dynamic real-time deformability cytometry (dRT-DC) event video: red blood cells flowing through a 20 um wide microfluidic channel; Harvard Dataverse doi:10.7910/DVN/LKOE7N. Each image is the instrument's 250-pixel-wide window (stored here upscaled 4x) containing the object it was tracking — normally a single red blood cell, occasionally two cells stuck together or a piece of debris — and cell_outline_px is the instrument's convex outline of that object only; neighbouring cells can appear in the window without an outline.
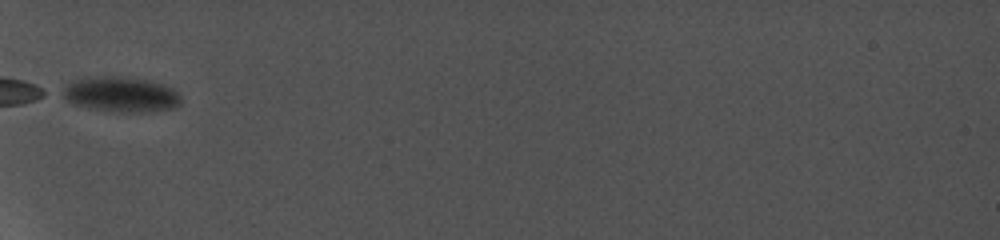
{"species": "common noctule bat (a hibernating species)", "species_latin": "Nyctalus noctula", "temperature_condition": "cold", "stored_images_in_passage": 11, "camera_frame_rate_fps": 5000, "um_per_image_px": 0.085, "animal": {"sex": "female", "body_mass_g": 19.0, "forearm_length_mm": 56.7}, "frame": {"image": 1, "passage_image": 1, "time_ms": 0.0, "image_size_px": [1000, 240], "cell_outline_px": [[180, 100], [176, 104], [168, 108], [104, 108], [84, 104], [72, 100], [68, 96], [68, 88], [76, 80], [84, 76], [124, 76], [148, 80], [160, 84], [176, 92]], "centroid_in_image_um": [10.33, 7.89], "position_along_channel_um": 74.7, "area_um2": 21.1}}
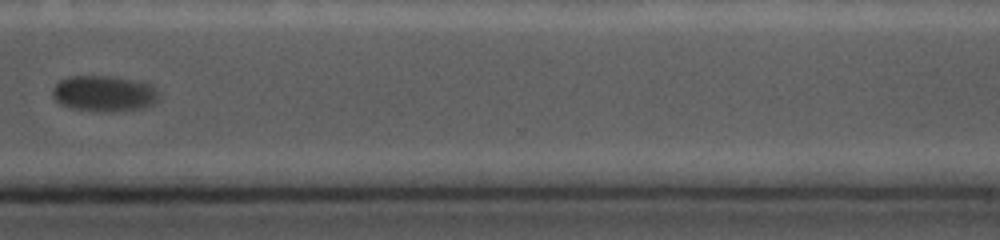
{"frame": {"image": 2, "passage_image": 10, "time_ms": 8.0, "image_size_px": [1000, 240], "cell_outline_px": [[156, 100], [148, 104], [136, 108], [76, 108], [64, 104], [56, 100], [52, 96], [52, 88], [60, 80], [68, 76], [108, 76], [132, 80], [152, 84], [156, 92]], "centroid_in_image_um": [8.76, 7.86], "position_along_channel_um": 361.8, "area_um2": 20.58}}
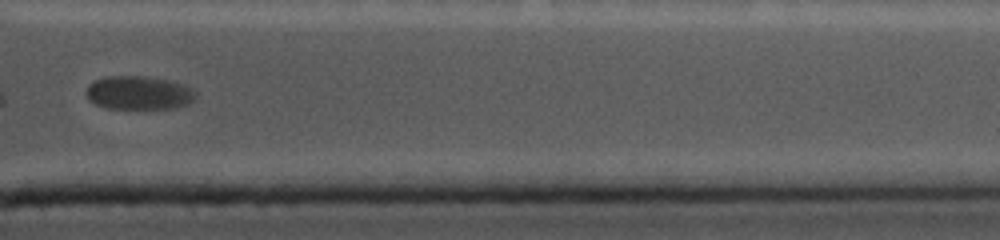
{"frame": {"image": 3, "passage_image": 11, "time_ms": 9.0, "image_size_px": [1000, 240], "cell_outline_px": [[192, 100], [184, 104], [168, 108], [108, 108], [96, 104], [88, 100], [88, 84], [96, 80], [108, 76], [140, 76], [168, 80], [180, 84], [188, 88], [192, 92]], "centroid_in_image_um": [11.69, 7.88], "position_along_channel_um": 399.7, "area_um2": 20.52}}